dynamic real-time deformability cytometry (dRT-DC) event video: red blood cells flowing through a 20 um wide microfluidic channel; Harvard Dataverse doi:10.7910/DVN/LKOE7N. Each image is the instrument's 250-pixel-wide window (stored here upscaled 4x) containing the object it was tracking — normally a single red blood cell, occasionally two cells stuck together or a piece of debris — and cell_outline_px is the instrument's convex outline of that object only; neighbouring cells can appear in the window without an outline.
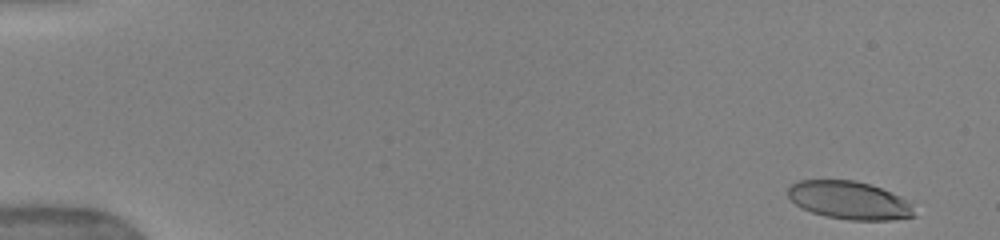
{"species": "human", "species_latin": "Homo sapiens", "temperature_condition": "warm", "stored_images_in_passage": 52, "camera_frame_rate_fps": 3000, "um_per_image_px": 0.085, "donor": {"sex": "female"}, "frame": {"image": 1, "passage_image": 3, "time_ms": 0.667, "image_size_px": [1000, 240], "cell_outline_px": [[916, 216], [888, 220], [848, 220], [824, 216], [800, 208], [788, 196], [788, 188], [792, 184], [800, 180], [856, 180], [880, 188], [900, 196], [908, 200], [912, 204]], "centroid_in_image_um": [72.19, 17.03], "position_along_channel_um": 12.8, "area_um2": 28.03}}
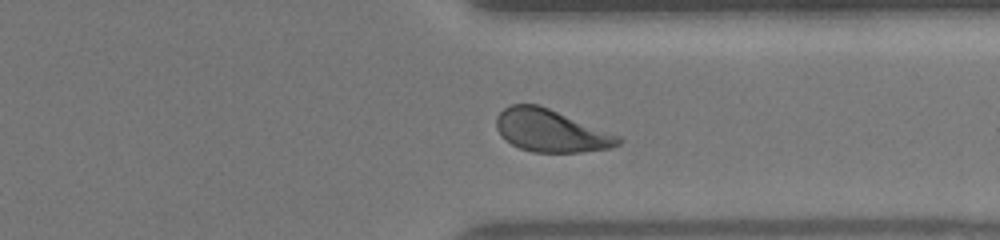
{"frame": {"image": 2, "passage_image": 41, "time_ms": 13.333, "image_size_px": [1000, 240], "cell_outline_px": [[624, 140], [620, 144], [612, 148], [580, 152], [532, 152], [520, 148], [504, 140], [500, 136], [496, 128], [496, 116], [504, 108], [512, 104], [536, 104], [548, 108], [620, 136]], "centroid_in_image_um": [46.81, 11.12], "position_along_channel_um": 364.6, "area_um2": 30.11}}
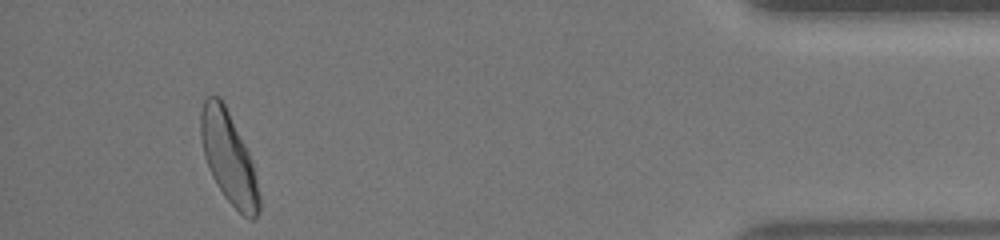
{"frame": {"image": 3, "passage_image": 49, "time_ms": 16.0, "image_size_px": [1000, 240], "cell_outline_px": [[260, 212], [252, 220], [248, 220], [224, 196], [212, 176], [204, 156], [200, 136], [200, 112], [204, 96], [220, 96], [248, 152], [252, 164], [260, 196]], "centroid_in_image_um": [19.41, 13.4], "position_along_channel_um": 415.8, "area_um2": 30.69}, "authors_computed_cell_mechanics": {"area_um2": 30.4606, "velocity_mm_per_s": 3.9442, "shape_relaxation_time_tau1_ms": 3.3595, "shape_relaxation_time_tau2_ms": 0.8804, "deformation_change_tau1": 0.1611, "deformation_change_tau2": 0.0697}}